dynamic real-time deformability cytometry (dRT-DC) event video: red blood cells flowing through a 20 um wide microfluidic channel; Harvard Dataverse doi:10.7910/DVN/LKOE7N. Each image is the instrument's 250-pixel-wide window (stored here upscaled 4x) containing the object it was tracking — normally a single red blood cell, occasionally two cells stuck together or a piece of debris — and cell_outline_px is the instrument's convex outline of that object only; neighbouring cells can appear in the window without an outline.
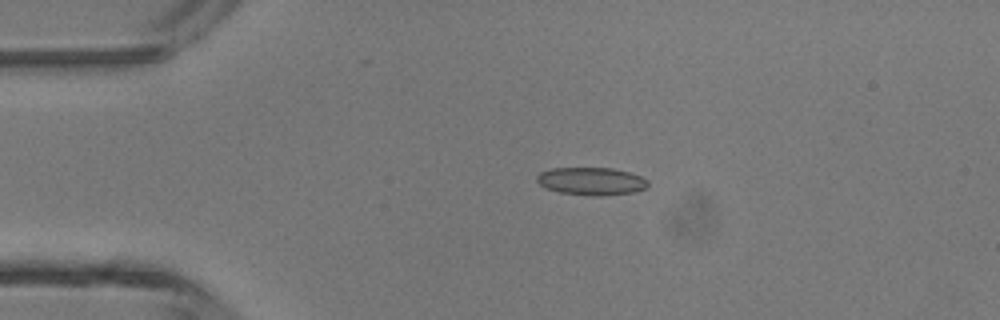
{"species": "common noctule bat (a hibernating species)", "species_latin": "Nyctalus noctula", "temperature_condition": "room temperature", "stored_images_in_passage": 14, "camera_frame_rate_fps": 3000, "um_per_image_px": 0.085, "animal": {"sex": "male", "body_mass_g": 13.3}, "frame": {"image": 1, "passage_image": 10, "time_ms": 3.0, "image_size_px": [1000, 320], "cell_outline_px": [[648, 188], [636, 192], [604, 196], [592, 196], [560, 192], [544, 188], [536, 180], [536, 176], [540, 172], [552, 168], [612, 168], [628, 172], [640, 176], [648, 180]], "centroid_in_image_um": [50.28, 15.41], "position_along_channel_um": 34.7, "area_um2": 18.15}}